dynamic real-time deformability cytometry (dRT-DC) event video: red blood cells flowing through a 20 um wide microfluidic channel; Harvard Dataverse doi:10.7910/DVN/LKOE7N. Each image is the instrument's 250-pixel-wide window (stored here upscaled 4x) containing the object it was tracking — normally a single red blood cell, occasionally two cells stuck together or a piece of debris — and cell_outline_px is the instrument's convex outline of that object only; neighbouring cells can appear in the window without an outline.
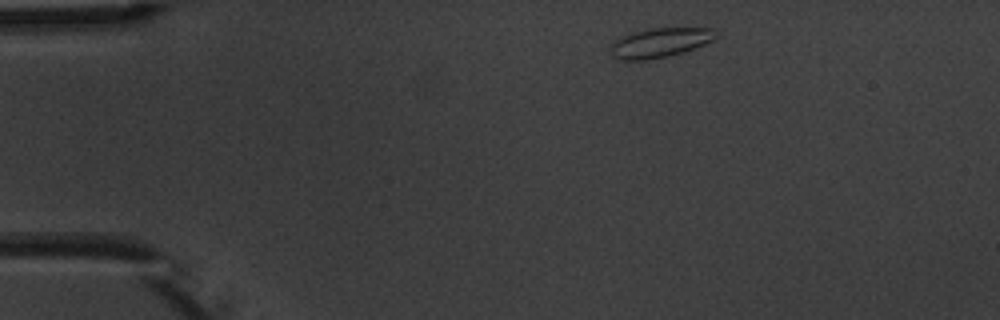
{"species": "common noctule bat (a hibernating species)", "species_latin": "Nyctalus noctula", "temperature_condition": "warm", "stored_images_in_passage": 3, "camera_frame_rate_fps": 3000, "um_per_image_px": 0.085, "animal": {"sex": "male", "body_mass_g": 20.1, "forearm_length_mm": 53.5}, "frame": {"image": 1, "passage_image": 1, "time_ms": 0.0, "image_size_px": [1000, 320], "cell_outline_px": [[720, 36], [704, 44], [684, 52], [668, 56], [648, 60], [612, 60], [612, 44], [620, 36], [628, 32], [648, 28], [716, 28]], "centroid_in_image_um": [56.1, 3.62], "position_along_channel_um": 28.9, "area_um2": 18.5}}